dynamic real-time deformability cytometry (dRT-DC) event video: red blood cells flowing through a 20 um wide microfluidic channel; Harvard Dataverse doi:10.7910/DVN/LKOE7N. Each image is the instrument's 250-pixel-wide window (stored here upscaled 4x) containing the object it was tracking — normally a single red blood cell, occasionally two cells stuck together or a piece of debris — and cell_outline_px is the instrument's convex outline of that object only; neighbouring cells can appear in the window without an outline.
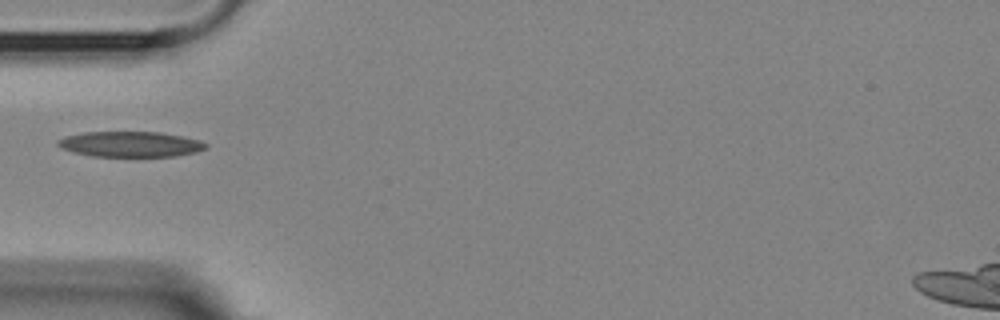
{"species": "Egyptian fruit bat (a non-hibernating species)", "species_latin": "Rousettus aegyptiacus", "temperature_condition": "room temperature", "stored_images_in_passage": 9, "camera_frame_rate_fps": 3000, "um_per_image_px": 0.085, "animal": {"sex": "female"}, "frame": {"image": 1, "passage_image": 1, "time_ms": 0.0, "image_size_px": [1000, 320], "cell_outline_px": [[208, 148], [196, 152], [176, 156], [92, 156], [72, 152], [56, 144], [56, 140], [64, 136], [84, 132], [160, 132], [200, 140], [208, 144]], "centroid_in_image_um": [11.08, 12.25], "position_along_channel_um": 73.9, "area_um2": 21.96}}
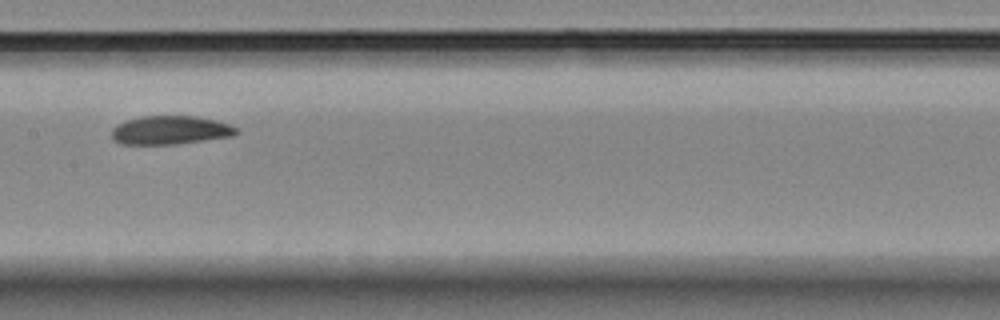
{"frame": {"image": 2, "passage_image": 4, "time_ms": 3.333, "image_size_px": [1000, 320], "cell_outline_px": [[240, 132], [232, 136], [176, 144], [120, 144], [112, 140], [112, 128], [116, 124], [128, 120], [144, 116], [196, 116], [216, 120], [228, 124], [236, 128]], "centroid_in_image_um": [14.45, 11.06], "position_along_channel_um": 192.9, "area_um2": 20.75}}
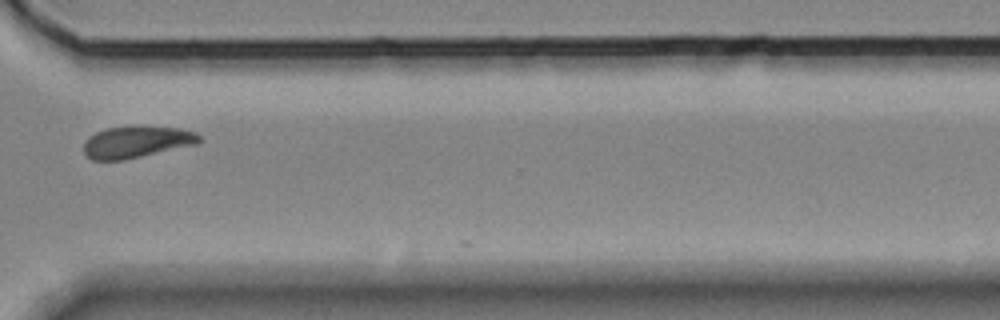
{"frame": {"image": 3, "passage_image": 8, "time_ms": 8.0, "image_size_px": [1000, 320], "cell_outline_px": [[200, 140], [196, 144], [124, 160], [92, 160], [84, 152], [84, 140], [88, 136], [96, 132], [108, 128], [132, 124], [136, 124], [180, 128], [196, 132], [200, 136]], "centroid_in_image_um": [11.59, 12.03], "position_along_channel_um": 359.0, "area_um2": 21.79}}